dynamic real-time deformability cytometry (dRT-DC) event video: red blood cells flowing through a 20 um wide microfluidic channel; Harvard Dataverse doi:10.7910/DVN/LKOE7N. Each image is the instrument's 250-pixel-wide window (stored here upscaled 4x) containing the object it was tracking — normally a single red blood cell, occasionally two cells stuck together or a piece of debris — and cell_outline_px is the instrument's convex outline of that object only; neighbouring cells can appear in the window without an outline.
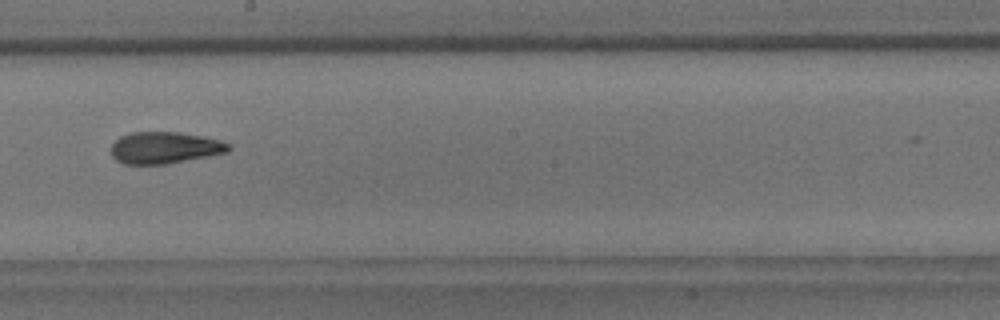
{"species": "common noctule bat (a hibernating species)", "species_latin": "Nyctalus noctula", "temperature_condition": "room temperature", "stored_images_in_passage": 9, "camera_frame_rate_fps": 3000, "um_per_image_px": 0.085, "animal": {"sex": "male", "body_mass_g": 18.8}, "frame": {"image": 1, "passage_image": 8, "time_ms": 9.0, "image_size_px": [1000, 320], "cell_outline_px": [[232, 148], [228, 152], [208, 156], [164, 164], [124, 164], [116, 160], [112, 156], [112, 144], [120, 136], [132, 132], [180, 132], [220, 140], [228, 144]], "centroid_in_image_um": [13.98, 12.55], "position_along_channel_um": 234.2, "area_um2": 21.56}}